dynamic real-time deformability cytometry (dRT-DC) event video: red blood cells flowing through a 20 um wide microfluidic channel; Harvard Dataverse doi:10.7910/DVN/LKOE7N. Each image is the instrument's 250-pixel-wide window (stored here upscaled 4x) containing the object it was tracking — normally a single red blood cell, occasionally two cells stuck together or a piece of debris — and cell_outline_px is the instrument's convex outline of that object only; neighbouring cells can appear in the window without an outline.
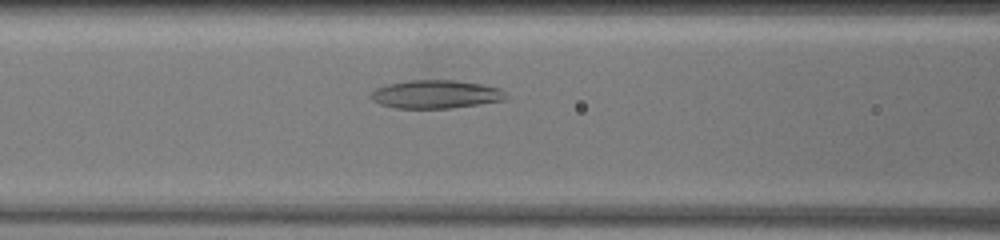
{"species": "common noctule bat (a hibernating species)", "species_latin": "Nyctalus noctula", "temperature_condition": "warm", "stored_images_in_passage": 34, "camera_frame_rate_fps": 3000, "um_per_image_px": 0.085, "animal": {"sex": "female", "body_mass_g": 19.5, "forearm_length_mm": 54.1}, "frame": {"image": 1, "passage_image": 6, "time_ms": 1.667, "image_size_px": [1000, 240], "cell_outline_px": [[504, 100], [452, 108], [396, 108], [380, 104], [372, 100], [368, 96], [376, 88], [388, 84], [408, 80], [456, 80], [480, 84], [500, 88], [504, 92]], "centroid_in_image_um": [36.99, 8.01], "position_along_channel_um": 129.6, "area_um2": 22.14}}
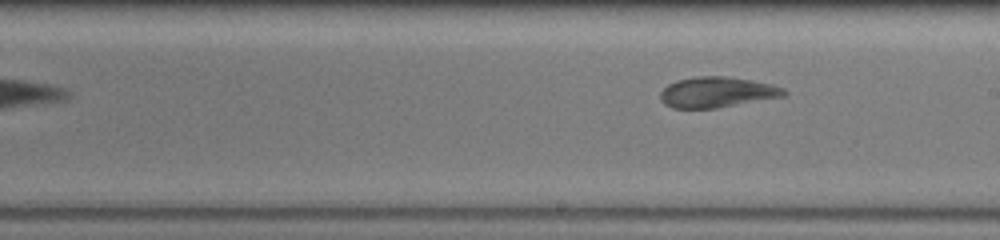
{"frame": {"image": 2, "passage_image": 15, "time_ms": 4.667, "image_size_px": [1000, 240], "cell_outline_px": [[788, 96], [716, 108], [672, 108], [664, 104], [660, 100], [660, 92], [668, 84], [676, 80], [696, 76], [724, 76], [752, 80], [772, 84], [784, 88], [788, 92]], "centroid_in_image_um": [60.97, 7.84], "position_along_channel_um": 228.0, "area_um2": 22.31}}
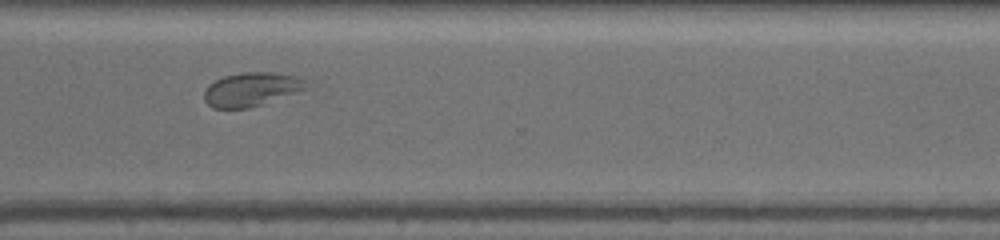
{"frame": {"image": 3, "passage_image": 26, "time_ms": 8.333, "image_size_px": [1000, 240], "cell_outline_px": [[312, 80], [300, 92], [252, 108], [212, 108], [204, 100], [204, 92], [208, 84], [224, 76], [244, 72], [272, 72], [300, 76]], "centroid_in_image_um": [21.44, 7.59], "position_along_channel_um": 349.2, "area_um2": 20.58}}